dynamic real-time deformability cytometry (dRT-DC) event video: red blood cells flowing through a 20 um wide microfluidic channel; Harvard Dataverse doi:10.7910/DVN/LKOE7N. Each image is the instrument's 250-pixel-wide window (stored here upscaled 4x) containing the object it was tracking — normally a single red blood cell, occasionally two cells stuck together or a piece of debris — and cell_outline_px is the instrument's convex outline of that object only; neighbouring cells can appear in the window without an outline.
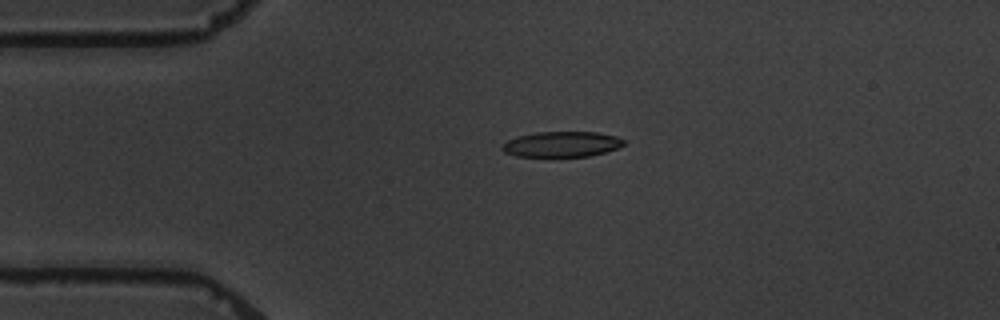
{"species": "common noctule bat (a hibernating species)", "species_latin": "Nyctalus noctula", "temperature_condition": "warm", "stored_images_in_passage": 4, "camera_frame_rate_fps": 3000, "um_per_image_px": 0.085, "animal": {"sex": "male", "body_mass_g": 19.5, "forearm_length_mm": 54.6}, "frame": {"image": 1, "passage_image": 3, "time_ms": 2.333, "image_size_px": [1000, 320], "cell_outline_px": [[624, 144], [616, 148], [604, 152], [588, 156], [516, 156], [504, 152], [500, 148], [500, 144], [508, 140], [520, 136], [536, 132], [596, 132], [616, 136], [624, 140]], "centroid_in_image_um": [47.7, 12.25], "position_along_channel_um": 37.3, "area_um2": 17.86}}